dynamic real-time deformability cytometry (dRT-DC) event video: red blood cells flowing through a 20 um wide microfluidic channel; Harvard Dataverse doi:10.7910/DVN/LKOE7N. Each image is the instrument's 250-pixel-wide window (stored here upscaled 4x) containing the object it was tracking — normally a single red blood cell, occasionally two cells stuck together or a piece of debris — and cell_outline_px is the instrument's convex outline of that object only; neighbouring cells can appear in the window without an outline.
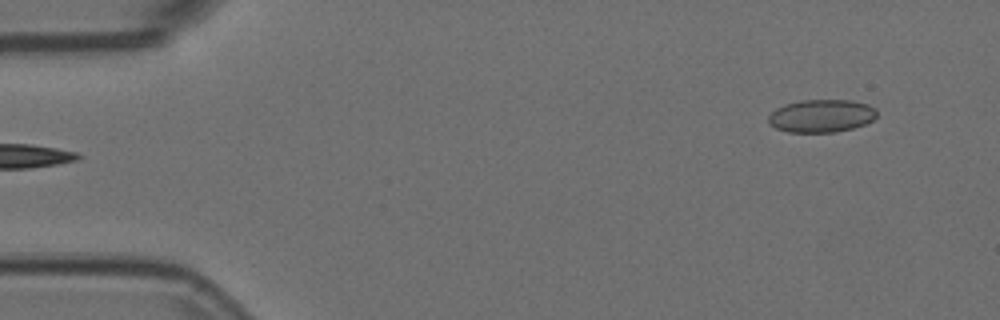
{"species": "Egyptian fruit bat (a non-hibernating species)", "species_latin": "Rousettus aegyptiacus", "temperature_condition": "room temperature", "stored_images_in_passage": 4, "camera_frame_rate_fps": 3000, "um_per_image_px": 0.085, "animal": {"sex": "female"}, "frame": {"image": 1, "passage_image": 4, "time_ms": 1.0, "image_size_px": [1000, 320], "cell_outline_px": [[876, 116], [872, 120], [864, 124], [852, 128], [836, 132], [788, 132], [776, 128], [768, 124], [768, 116], [776, 108], [784, 104], [800, 100], [852, 100], [868, 104], [876, 108]], "centroid_in_image_um": [69.8, 9.84], "position_along_channel_um": 15.2, "area_um2": 20.87}}